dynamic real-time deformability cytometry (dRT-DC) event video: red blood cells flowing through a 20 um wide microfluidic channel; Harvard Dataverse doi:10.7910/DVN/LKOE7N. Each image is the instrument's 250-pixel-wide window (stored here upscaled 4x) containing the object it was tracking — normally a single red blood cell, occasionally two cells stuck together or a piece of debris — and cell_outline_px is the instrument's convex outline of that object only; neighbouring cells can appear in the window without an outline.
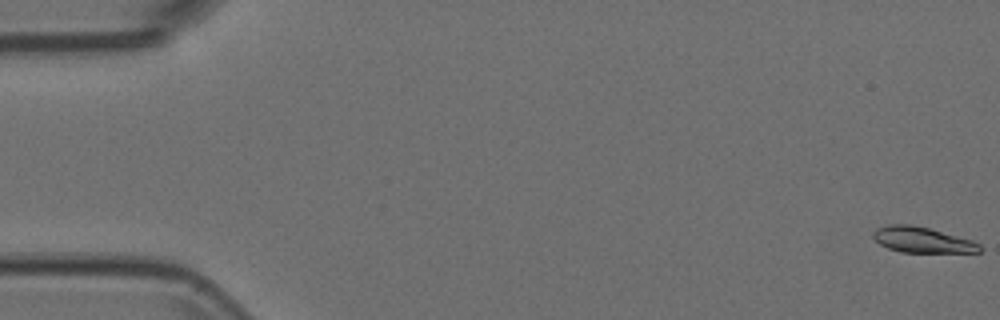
{"species": "Egyptian fruit bat (a non-hibernating species)", "species_latin": "Rousettus aegyptiacus", "temperature_condition": "room temperature", "stored_images_in_passage": 13, "camera_frame_rate_fps": 3000, "um_per_image_px": 0.085, "animal": {"sex": "female"}, "frame": {"image": 1, "passage_image": 1, "time_ms": 0.0, "image_size_px": [1000, 320], "cell_outline_px": [[984, 248], [980, 252], [900, 252], [888, 248], [880, 244], [872, 236], [872, 232], [876, 228], [888, 224], [912, 224], [928, 228], [972, 240], [980, 244]], "centroid_in_image_um": [78.38, 20.38], "position_along_channel_um": 6.6, "area_um2": 15.95}}